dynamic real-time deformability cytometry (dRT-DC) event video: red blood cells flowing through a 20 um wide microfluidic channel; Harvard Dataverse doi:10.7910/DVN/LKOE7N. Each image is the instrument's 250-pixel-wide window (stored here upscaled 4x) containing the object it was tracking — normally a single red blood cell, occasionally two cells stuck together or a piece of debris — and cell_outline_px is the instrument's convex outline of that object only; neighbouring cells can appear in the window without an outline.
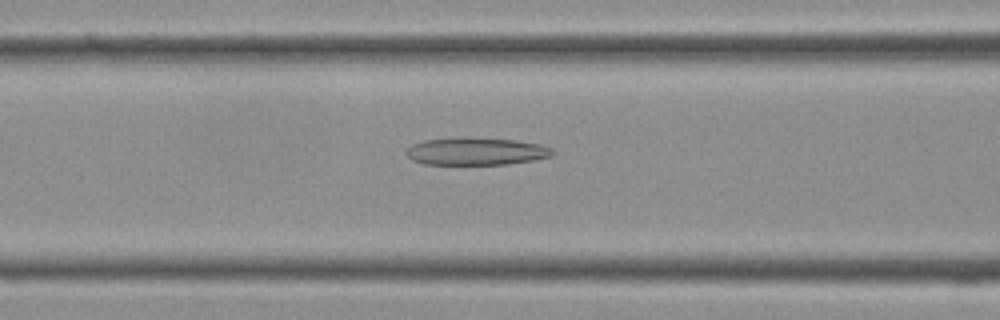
{"species": "Egyptian fruit bat (a non-hibernating species)", "species_latin": "Rousettus aegyptiacus", "temperature_condition": "cold", "stored_images_in_passage": 39, "camera_frame_rate_fps": 3000, "um_per_image_px": 0.085, "frame": {"image": 1, "passage_image": 15, "time_ms": 4.667, "image_size_px": [1000, 320], "cell_outline_px": [[556, 152], [552, 156], [532, 160], [508, 164], [424, 164], [412, 160], [404, 152], [412, 144], [424, 140], [516, 140], [540, 144], [552, 148]], "centroid_in_image_um": [40.51, 12.91], "position_along_channel_um": 126.1, "area_um2": 22.43}}
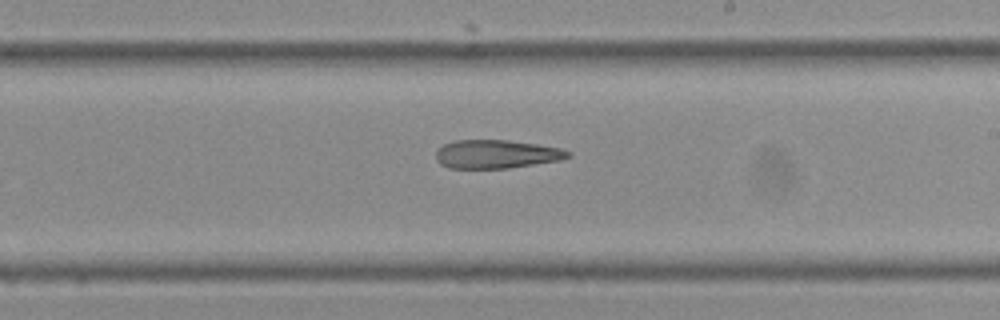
{"frame": {"image": 2, "passage_image": 22, "time_ms": 7.0, "image_size_px": [1000, 320], "cell_outline_px": [[572, 156], [560, 160], [508, 168], [448, 168], [440, 164], [436, 160], [436, 148], [452, 140], [508, 140], [536, 144], [560, 148], [572, 152]], "centroid_in_image_um": [42.17, 13.1], "position_along_channel_um": 246.8, "area_um2": 22.08}}
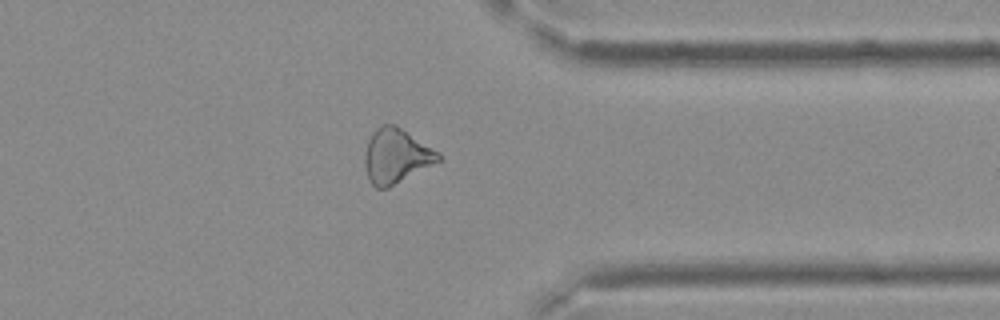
{"frame": {"image": 3, "passage_image": 30, "time_ms": 9.667, "image_size_px": [1000, 320], "cell_outline_px": [[444, 160], [388, 188], [376, 188], [368, 180], [364, 164], [364, 152], [368, 140], [372, 132], [376, 128], [384, 124], [396, 124], [440, 152]], "centroid_in_image_um": [33.7, 13.26], "position_along_channel_um": 377.7, "area_um2": 23.99}}